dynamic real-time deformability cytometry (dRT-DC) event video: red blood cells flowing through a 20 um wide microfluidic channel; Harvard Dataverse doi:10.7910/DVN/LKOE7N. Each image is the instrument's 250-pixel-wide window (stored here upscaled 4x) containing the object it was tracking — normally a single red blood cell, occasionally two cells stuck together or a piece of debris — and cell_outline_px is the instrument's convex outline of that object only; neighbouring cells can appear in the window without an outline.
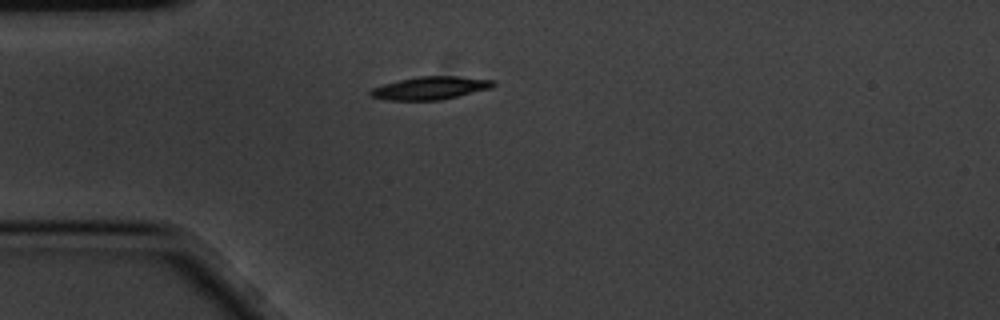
{"species": "common noctule bat (a hibernating species)", "species_latin": "Nyctalus noctula", "temperature_condition": "cold", "stored_images_in_passage": 1, "camera_frame_rate_fps": 3000, "um_per_image_px": 0.085, "animal": {"sex": "male", "body_mass_g": 20.1, "forearm_length_mm": 53.5}, "frame": {"image": 1, "passage_image": 1, "time_ms": 0.0, "image_size_px": [1000, 320], "cell_outline_px": [[496, 84], [492, 88], [440, 100], [388, 100], [372, 96], [368, 92], [372, 88], [384, 84], [400, 80], [420, 76], [456, 76], [496, 80]], "centroid_in_image_um": [36.62, 7.48], "position_along_channel_um": 48.4, "area_um2": 16.3}}